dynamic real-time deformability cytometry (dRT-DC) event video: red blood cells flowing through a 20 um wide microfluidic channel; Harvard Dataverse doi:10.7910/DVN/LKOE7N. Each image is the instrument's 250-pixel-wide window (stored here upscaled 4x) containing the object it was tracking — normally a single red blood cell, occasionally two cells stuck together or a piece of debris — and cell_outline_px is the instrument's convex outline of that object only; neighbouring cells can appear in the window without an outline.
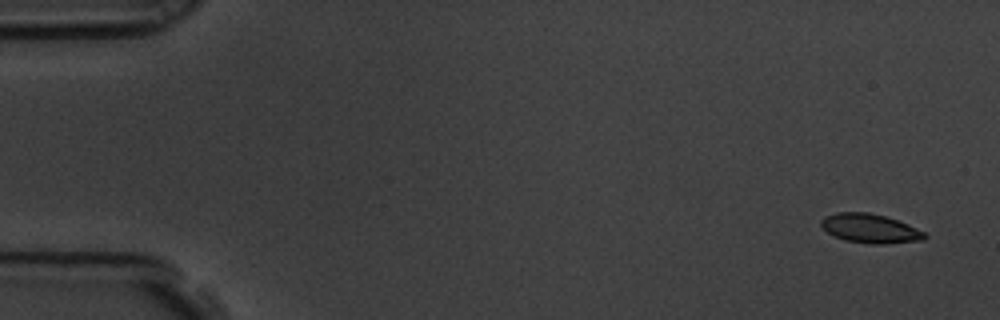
{"species": "common noctule bat (a hibernating species)", "species_latin": "Nyctalus noctula", "temperature_condition": "room temperature", "stored_images_in_passage": 6, "camera_frame_rate_fps": 3000, "um_per_image_px": 0.085, "animal": {"sex": "male", "body_mass_g": 19.5, "forearm_length_mm": 54.6}, "frame": {"image": 1, "passage_image": 1, "time_ms": 0.0, "image_size_px": [1000, 320], "cell_outline_px": [[928, 236], [924, 240], [884, 244], [872, 244], [844, 240], [828, 232], [820, 224], [820, 220], [824, 216], [836, 212], [868, 212], [884, 216], [908, 224], [924, 232]], "centroid_in_image_um": [73.96, 19.42], "position_along_channel_um": 11.0, "area_um2": 17.51}}
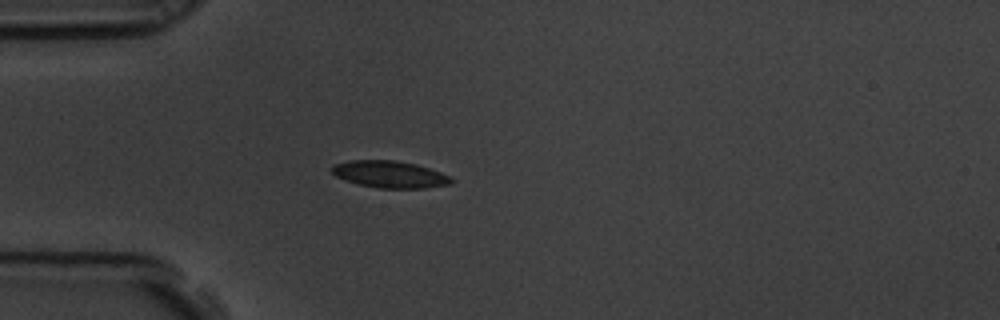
{"frame": {"image": 2, "passage_image": 5, "time_ms": 1.333, "image_size_px": [1000, 320], "cell_outline_px": [[452, 184], [424, 188], [380, 188], [360, 184], [344, 180], [336, 176], [332, 172], [332, 164], [352, 160], [396, 160], [416, 164], [452, 176]], "centroid_in_image_um": [33.14, 14.81], "position_along_channel_um": 51.9, "area_um2": 18.73}}